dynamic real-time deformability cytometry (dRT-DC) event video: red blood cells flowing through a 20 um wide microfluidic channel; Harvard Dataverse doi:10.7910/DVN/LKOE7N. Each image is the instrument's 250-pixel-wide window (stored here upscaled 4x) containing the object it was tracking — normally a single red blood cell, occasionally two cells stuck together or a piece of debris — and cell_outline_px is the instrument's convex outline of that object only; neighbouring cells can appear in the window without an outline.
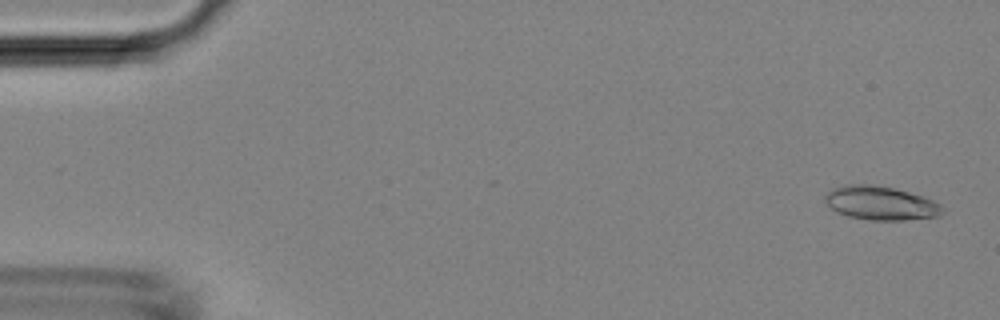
{"species": "Egyptian fruit bat (a non-hibernating species)", "species_latin": "Rousettus aegyptiacus", "temperature_condition": "room temperature", "stored_images_in_passage": 47, "camera_frame_rate_fps": 3000, "um_per_image_px": 0.085, "animal": {"sex": "female"}, "frame": {"image": 1, "passage_image": 2, "time_ms": 0.333, "image_size_px": [1000, 320], "cell_outline_px": [[944, 212], [940, 216], [904, 220], [868, 220], [848, 216], [836, 212], [824, 200], [824, 196], [832, 188], [844, 184], [872, 184], [896, 188], [932, 200], [940, 204], [944, 208]], "centroid_in_image_um": [74.84, 17.26], "position_along_channel_um": 10.2, "area_um2": 23.24}}
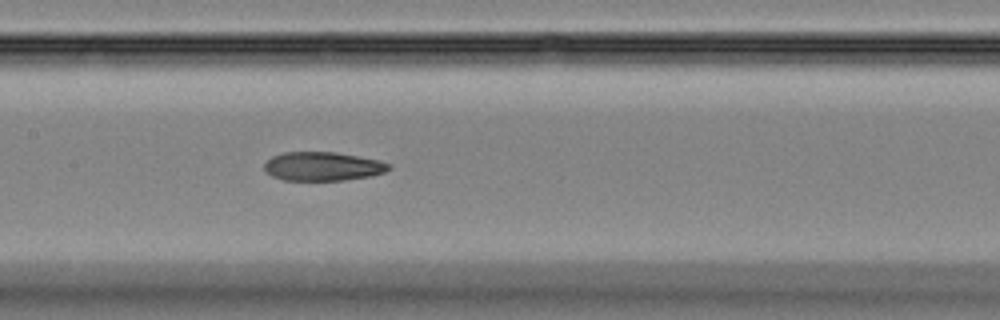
{"frame": {"image": 2, "passage_image": 23, "time_ms": 7.333, "image_size_px": [1000, 320], "cell_outline_px": [[392, 168], [384, 172], [372, 176], [344, 180], [284, 180], [272, 176], [264, 172], [264, 164], [272, 156], [284, 152], [336, 152], [380, 160], [392, 164]], "centroid_in_image_um": [27.45, 14.14], "position_along_channel_um": 179.9, "area_um2": 21.1}}
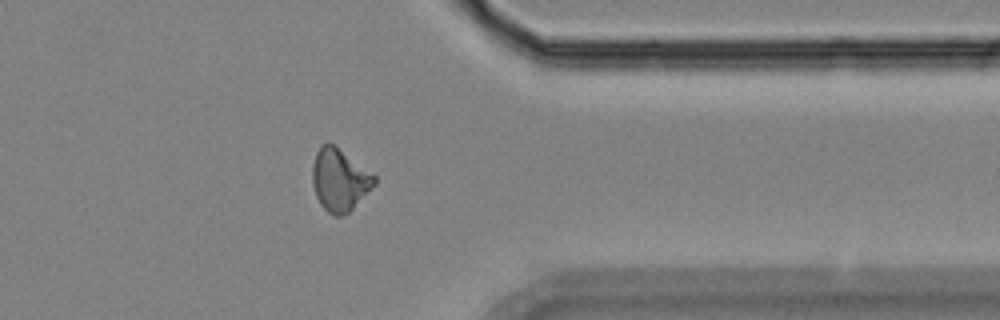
{"frame": {"image": 3, "passage_image": 38, "time_ms": 12.333, "image_size_px": [1000, 320], "cell_outline_px": [[376, 184], [348, 212], [340, 216], [332, 216], [320, 204], [316, 196], [312, 184], [312, 164], [316, 152], [320, 144], [328, 140], [376, 176]], "centroid_in_image_um": [28.83, 15.27], "position_along_channel_um": 382.6, "area_um2": 22.54}}